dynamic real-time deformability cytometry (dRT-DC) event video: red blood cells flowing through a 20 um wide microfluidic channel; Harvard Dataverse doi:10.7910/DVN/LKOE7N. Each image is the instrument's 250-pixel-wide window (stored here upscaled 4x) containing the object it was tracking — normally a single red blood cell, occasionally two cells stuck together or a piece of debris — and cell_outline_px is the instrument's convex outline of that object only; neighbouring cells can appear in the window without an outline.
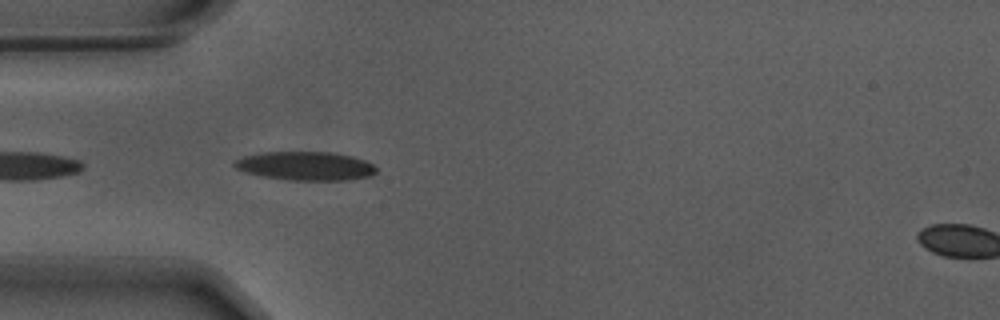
{"species": "Egyptian fruit bat (a non-hibernating species)", "species_latin": "Rousettus aegyptiacus", "temperature_condition": "warm", "stored_images_in_passage": 41, "camera_frame_rate_fps": 3000, "um_per_image_px": 0.085, "animal": {"sex": "male"}, "frame": {"image": 1, "passage_image": 2, "time_ms": 0.333, "image_size_px": [1000, 320], "cell_outline_px": [[376, 172], [368, 176], [348, 180], [288, 180], [264, 176], [244, 172], [236, 168], [232, 164], [236, 160], [244, 156], [264, 152], [332, 152], [352, 156], [364, 160], [372, 164], [376, 168]], "centroid_in_image_um": [25.96, 14.1], "position_along_channel_um": 59.0, "area_um2": 23.58}}
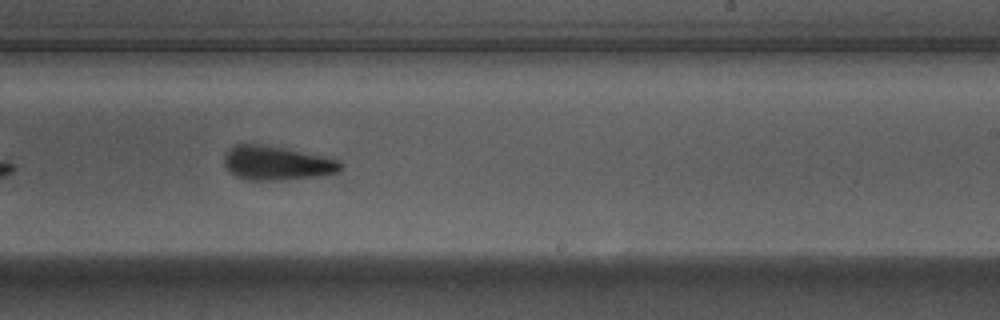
{"frame": {"image": 2, "passage_image": 19, "time_ms": 6.0, "image_size_px": [1000, 320], "cell_outline_px": [[344, 164], [340, 172], [320, 176], [280, 180], [248, 180], [236, 176], [224, 164], [224, 156], [228, 148], [232, 144], [260, 144], [284, 148], [340, 160]], "centroid_in_image_um": [23.53, 13.86], "position_along_channel_um": 265.5, "area_um2": 23.18}}
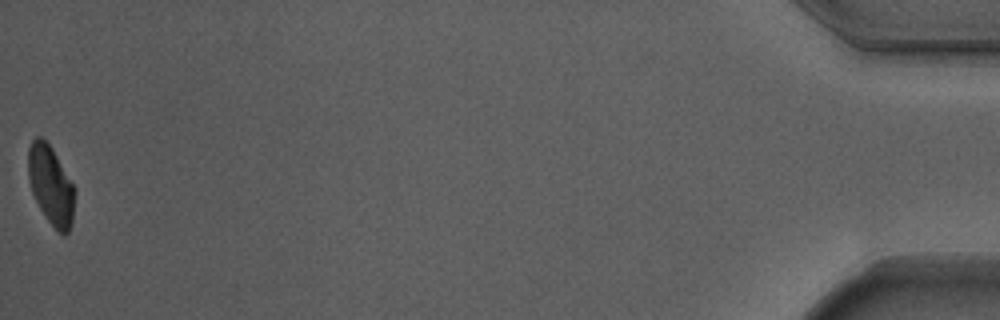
{"frame": {"image": 3, "passage_image": 41, "time_ms": 13.333, "image_size_px": [1000, 320], "cell_outline_px": [[76, 192], [72, 224], [68, 232], [64, 236], [48, 220], [40, 208], [32, 192], [28, 176], [28, 148], [32, 140], [36, 136], [40, 136], [52, 148], [76, 188]], "centroid_in_image_um": [4.35, 15.73], "position_along_channel_um": 430.9, "area_um2": 21.44}, "authors_computed_cell_mechanics": {"area_um2": 23.4668, "velocity_mm_per_s": 3.6877, "shape_relaxation_time_tau1_ms": 2.8847, "shape_relaxation_time_tau2_ms": 2.9788, "deformation_change_tau1": 0.1257, "deformation_change_tau2": 0.1047}}